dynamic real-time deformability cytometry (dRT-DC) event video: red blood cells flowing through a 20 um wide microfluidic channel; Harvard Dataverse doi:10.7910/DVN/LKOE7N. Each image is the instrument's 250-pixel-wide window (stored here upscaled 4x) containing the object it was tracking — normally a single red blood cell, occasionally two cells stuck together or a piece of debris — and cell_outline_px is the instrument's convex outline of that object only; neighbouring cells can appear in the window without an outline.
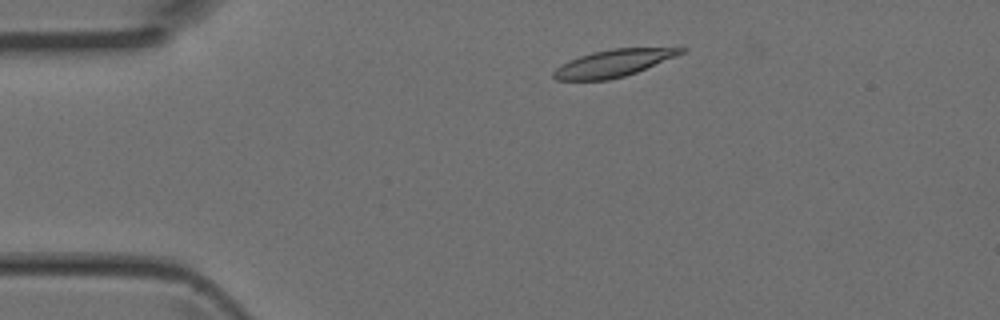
{"species": "Egyptian fruit bat (a non-hibernating species)", "species_latin": "Rousettus aegyptiacus", "temperature_condition": "room temperature", "stored_images_in_passage": 3, "camera_frame_rate_fps": 3000, "um_per_image_px": 0.085, "animal": {"sex": "female"}, "frame": {"image": 1, "passage_image": 2, "time_ms": 0.333, "image_size_px": [1000, 320], "cell_outline_px": [[688, 48], [684, 52], [636, 72], [624, 76], [608, 80], [556, 80], [552, 76], [552, 72], [560, 64], [568, 60], [592, 52], [612, 48]], "centroid_in_image_um": [52.05, 5.37], "position_along_channel_um": 32.9, "area_um2": 19.88}}